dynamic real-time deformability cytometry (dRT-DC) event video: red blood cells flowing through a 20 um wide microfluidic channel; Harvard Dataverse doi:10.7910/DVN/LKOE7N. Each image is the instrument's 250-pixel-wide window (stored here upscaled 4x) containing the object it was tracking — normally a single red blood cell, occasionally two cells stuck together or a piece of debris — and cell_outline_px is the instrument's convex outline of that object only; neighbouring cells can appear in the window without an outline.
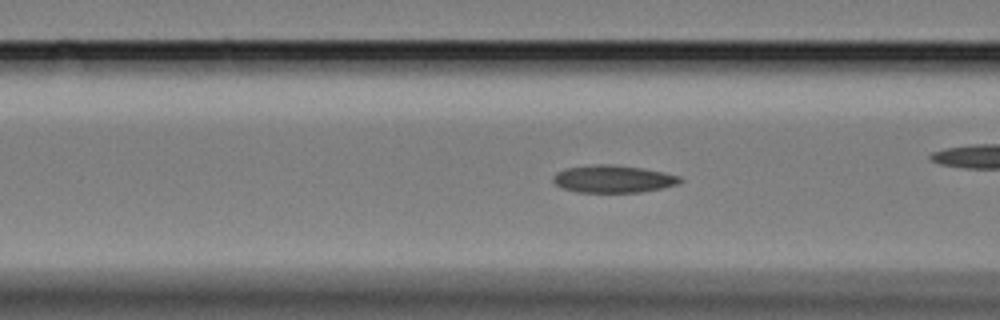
{"species": "Egyptian fruit bat (a non-hibernating species)", "species_latin": "Rousettus aegyptiacus", "temperature_condition": "cold", "stored_images_in_passage": 51, "camera_frame_rate_fps": 3000, "um_per_image_px": 0.085, "animal": {"sex": "female"}, "frame": {"image": 1, "passage_image": 22, "time_ms": 7.0, "image_size_px": [1000, 320], "cell_outline_px": [[684, 180], [680, 184], [664, 188], [640, 192], [576, 192], [560, 188], [552, 180], [552, 176], [556, 172], [564, 168], [596, 164], [612, 164], [644, 168], [664, 172], [680, 176]], "centroid_in_image_um": [52.13, 15.21], "position_along_channel_um": 114.5, "area_um2": 20.69}, "authors_computed_cell_mechanics": {"area_um2": 20.4612, "velocity_mm_per_s": 3.3197, "shape_relaxation_time_tau1_ms": 8.3999, "shape_relaxation_time_tau2_ms": 3.2585, "deformation_change_tau1": 0.18, "deformation_change_tau2": 0.1012}}